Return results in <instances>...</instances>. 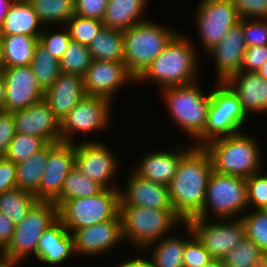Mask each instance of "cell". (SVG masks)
Returning a JSON list of instances; mask_svg holds the SVG:
<instances>
[{"label":"cell","instance_id":"cell-45","mask_svg":"<svg viewBox=\"0 0 267 267\" xmlns=\"http://www.w3.org/2000/svg\"><path fill=\"white\" fill-rule=\"evenodd\" d=\"M240 19H267V0H231Z\"/></svg>","mask_w":267,"mask_h":267},{"label":"cell","instance_id":"cell-56","mask_svg":"<svg viewBox=\"0 0 267 267\" xmlns=\"http://www.w3.org/2000/svg\"><path fill=\"white\" fill-rule=\"evenodd\" d=\"M256 73L263 79L267 80V61L263 66L260 67V69Z\"/></svg>","mask_w":267,"mask_h":267},{"label":"cell","instance_id":"cell-54","mask_svg":"<svg viewBox=\"0 0 267 267\" xmlns=\"http://www.w3.org/2000/svg\"><path fill=\"white\" fill-rule=\"evenodd\" d=\"M5 93H6V88H5V78L0 70V109L3 110V103L5 100Z\"/></svg>","mask_w":267,"mask_h":267},{"label":"cell","instance_id":"cell-59","mask_svg":"<svg viewBox=\"0 0 267 267\" xmlns=\"http://www.w3.org/2000/svg\"><path fill=\"white\" fill-rule=\"evenodd\" d=\"M4 254V249L0 246V258L3 256Z\"/></svg>","mask_w":267,"mask_h":267},{"label":"cell","instance_id":"cell-35","mask_svg":"<svg viewBox=\"0 0 267 267\" xmlns=\"http://www.w3.org/2000/svg\"><path fill=\"white\" fill-rule=\"evenodd\" d=\"M42 24H66L75 14L74 0H28Z\"/></svg>","mask_w":267,"mask_h":267},{"label":"cell","instance_id":"cell-33","mask_svg":"<svg viewBox=\"0 0 267 267\" xmlns=\"http://www.w3.org/2000/svg\"><path fill=\"white\" fill-rule=\"evenodd\" d=\"M105 188L86 177L76 167H74L64 180L61 194L53 201L59 207L68 199L91 197L99 194Z\"/></svg>","mask_w":267,"mask_h":267},{"label":"cell","instance_id":"cell-3","mask_svg":"<svg viewBox=\"0 0 267 267\" xmlns=\"http://www.w3.org/2000/svg\"><path fill=\"white\" fill-rule=\"evenodd\" d=\"M203 147L211 157L213 170L218 173L249 178L260 171L257 142L241 131L214 139Z\"/></svg>","mask_w":267,"mask_h":267},{"label":"cell","instance_id":"cell-14","mask_svg":"<svg viewBox=\"0 0 267 267\" xmlns=\"http://www.w3.org/2000/svg\"><path fill=\"white\" fill-rule=\"evenodd\" d=\"M75 167V143H48V160L34 194L39 201H54L60 194L65 178Z\"/></svg>","mask_w":267,"mask_h":267},{"label":"cell","instance_id":"cell-42","mask_svg":"<svg viewBox=\"0 0 267 267\" xmlns=\"http://www.w3.org/2000/svg\"><path fill=\"white\" fill-rule=\"evenodd\" d=\"M187 228L189 239L185 243V249L183 252V266L184 267H202L210 262L213 258L207 249L199 242V240L193 235L192 229L186 224L182 223Z\"/></svg>","mask_w":267,"mask_h":267},{"label":"cell","instance_id":"cell-19","mask_svg":"<svg viewBox=\"0 0 267 267\" xmlns=\"http://www.w3.org/2000/svg\"><path fill=\"white\" fill-rule=\"evenodd\" d=\"M13 114L16 133L38 136L47 144L61 142L60 122L44 99Z\"/></svg>","mask_w":267,"mask_h":267},{"label":"cell","instance_id":"cell-9","mask_svg":"<svg viewBox=\"0 0 267 267\" xmlns=\"http://www.w3.org/2000/svg\"><path fill=\"white\" fill-rule=\"evenodd\" d=\"M247 208L246 178L213 170L207 183L204 206L197 217L207 219L210 209L217 220L236 219Z\"/></svg>","mask_w":267,"mask_h":267},{"label":"cell","instance_id":"cell-38","mask_svg":"<svg viewBox=\"0 0 267 267\" xmlns=\"http://www.w3.org/2000/svg\"><path fill=\"white\" fill-rule=\"evenodd\" d=\"M46 145L47 143L38 136L16 133L9 144L4 158L17 164L27 160Z\"/></svg>","mask_w":267,"mask_h":267},{"label":"cell","instance_id":"cell-53","mask_svg":"<svg viewBox=\"0 0 267 267\" xmlns=\"http://www.w3.org/2000/svg\"><path fill=\"white\" fill-rule=\"evenodd\" d=\"M14 0H0V27L2 26L4 19L9 11L10 5Z\"/></svg>","mask_w":267,"mask_h":267},{"label":"cell","instance_id":"cell-27","mask_svg":"<svg viewBox=\"0 0 267 267\" xmlns=\"http://www.w3.org/2000/svg\"><path fill=\"white\" fill-rule=\"evenodd\" d=\"M146 2L148 0H108L102 20L104 27L124 31L131 26L147 21L141 18L147 6Z\"/></svg>","mask_w":267,"mask_h":267},{"label":"cell","instance_id":"cell-22","mask_svg":"<svg viewBox=\"0 0 267 267\" xmlns=\"http://www.w3.org/2000/svg\"><path fill=\"white\" fill-rule=\"evenodd\" d=\"M86 96L83 77L65 72L44 91V100L59 122Z\"/></svg>","mask_w":267,"mask_h":267},{"label":"cell","instance_id":"cell-44","mask_svg":"<svg viewBox=\"0 0 267 267\" xmlns=\"http://www.w3.org/2000/svg\"><path fill=\"white\" fill-rule=\"evenodd\" d=\"M70 41L71 38L66 27L63 32L53 34L43 29L39 36V42L59 61L62 59Z\"/></svg>","mask_w":267,"mask_h":267},{"label":"cell","instance_id":"cell-47","mask_svg":"<svg viewBox=\"0 0 267 267\" xmlns=\"http://www.w3.org/2000/svg\"><path fill=\"white\" fill-rule=\"evenodd\" d=\"M267 61V45L246 47L240 72H257Z\"/></svg>","mask_w":267,"mask_h":267},{"label":"cell","instance_id":"cell-58","mask_svg":"<svg viewBox=\"0 0 267 267\" xmlns=\"http://www.w3.org/2000/svg\"><path fill=\"white\" fill-rule=\"evenodd\" d=\"M263 267H267V252L263 253Z\"/></svg>","mask_w":267,"mask_h":267},{"label":"cell","instance_id":"cell-2","mask_svg":"<svg viewBox=\"0 0 267 267\" xmlns=\"http://www.w3.org/2000/svg\"><path fill=\"white\" fill-rule=\"evenodd\" d=\"M192 46L185 36L178 33L136 81L148 79L159 84L161 89L194 83L199 64L196 49Z\"/></svg>","mask_w":267,"mask_h":267},{"label":"cell","instance_id":"cell-17","mask_svg":"<svg viewBox=\"0 0 267 267\" xmlns=\"http://www.w3.org/2000/svg\"><path fill=\"white\" fill-rule=\"evenodd\" d=\"M136 79L127 71L124 62L93 60L83 76L87 96L102 97L112 102L118 89Z\"/></svg>","mask_w":267,"mask_h":267},{"label":"cell","instance_id":"cell-40","mask_svg":"<svg viewBox=\"0 0 267 267\" xmlns=\"http://www.w3.org/2000/svg\"><path fill=\"white\" fill-rule=\"evenodd\" d=\"M65 27L72 41L88 47L93 37L104 27V23L97 19L84 18L74 14Z\"/></svg>","mask_w":267,"mask_h":267},{"label":"cell","instance_id":"cell-43","mask_svg":"<svg viewBox=\"0 0 267 267\" xmlns=\"http://www.w3.org/2000/svg\"><path fill=\"white\" fill-rule=\"evenodd\" d=\"M246 47L267 45V19H243Z\"/></svg>","mask_w":267,"mask_h":267},{"label":"cell","instance_id":"cell-29","mask_svg":"<svg viewBox=\"0 0 267 267\" xmlns=\"http://www.w3.org/2000/svg\"><path fill=\"white\" fill-rule=\"evenodd\" d=\"M190 239L175 237L168 235L164 239L148 245L144 250L153 247L151 259L143 260L149 267H184L183 266V252L185 249V243Z\"/></svg>","mask_w":267,"mask_h":267},{"label":"cell","instance_id":"cell-18","mask_svg":"<svg viewBox=\"0 0 267 267\" xmlns=\"http://www.w3.org/2000/svg\"><path fill=\"white\" fill-rule=\"evenodd\" d=\"M72 236L75 254L92 256L109 252L123 239L120 213L114 219L75 230Z\"/></svg>","mask_w":267,"mask_h":267},{"label":"cell","instance_id":"cell-39","mask_svg":"<svg viewBox=\"0 0 267 267\" xmlns=\"http://www.w3.org/2000/svg\"><path fill=\"white\" fill-rule=\"evenodd\" d=\"M245 225V234L260 250L267 252V210H255L240 216Z\"/></svg>","mask_w":267,"mask_h":267},{"label":"cell","instance_id":"cell-4","mask_svg":"<svg viewBox=\"0 0 267 267\" xmlns=\"http://www.w3.org/2000/svg\"><path fill=\"white\" fill-rule=\"evenodd\" d=\"M123 33L124 64L137 79L156 59L178 32L153 21H144L129 27Z\"/></svg>","mask_w":267,"mask_h":267},{"label":"cell","instance_id":"cell-28","mask_svg":"<svg viewBox=\"0 0 267 267\" xmlns=\"http://www.w3.org/2000/svg\"><path fill=\"white\" fill-rule=\"evenodd\" d=\"M2 63L1 67H19L31 65L35 46L39 36L1 35Z\"/></svg>","mask_w":267,"mask_h":267},{"label":"cell","instance_id":"cell-51","mask_svg":"<svg viewBox=\"0 0 267 267\" xmlns=\"http://www.w3.org/2000/svg\"><path fill=\"white\" fill-rule=\"evenodd\" d=\"M118 266L119 267H149L142 257L141 258L136 257V259L131 258L130 260L124 261V263L119 264Z\"/></svg>","mask_w":267,"mask_h":267},{"label":"cell","instance_id":"cell-37","mask_svg":"<svg viewBox=\"0 0 267 267\" xmlns=\"http://www.w3.org/2000/svg\"><path fill=\"white\" fill-rule=\"evenodd\" d=\"M93 59L87 46L70 41L68 48L60 60L61 72L85 75Z\"/></svg>","mask_w":267,"mask_h":267},{"label":"cell","instance_id":"cell-41","mask_svg":"<svg viewBox=\"0 0 267 267\" xmlns=\"http://www.w3.org/2000/svg\"><path fill=\"white\" fill-rule=\"evenodd\" d=\"M248 209L267 210V176L257 172L246 178ZM251 205V206H250Z\"/></svg>","mask_w":267,"mask_h":267},{"label":"cell","instance_id":"cell-24","mask_svg":"<svg viewBox=\"0 0 267 267\" xmlns=\"http://www.w3.org/2000/svg\"><path fill=\"white\" fill-rule=\"evenodd\" d=\"M75 255L74 238L57 219L42 234L37 247L36 258L48 265H58Z\"/></svg>","mask_w":267,"mask_h":267},{"label":"cell","instance_id":"cell-50","mask_svg":"<svg viewBox=\"0 0 267 267\" xmlns=\"http://www.w3.org/2000/svg\"><path fill=\"white\" fill-rule=\"evenodd\" d=\"M15 225L11 219L4 213L0 212V246L5 249L12 239Z\"/></svg>","mask_w":267,"mask_h":267},{"label":"cell","instance_id":"cell-15","mask_svg":"<svg viewBox=\"0 0 267 267\" xmlns=\"http://www.w3.org/2000/svg\"><path fill=\"white\" fill-rule=\"evenodd\" d=\"M117 157L103 142L92 140L75 144V167L86 177L101 184L104 188L109 185L117 172Z\"/></svg>","mask_w":267,"mask_h":267},{"label":"cell","instance_id":"cell-55","mask_svg":"<svg viewBox=\"0 0 267 267\" xmlns=\"http://www.w3.org/2000/svg\"><path fill=\"white\" fill-rule=\"evenodd\" d=\"M202 267H224L221 259H212L210 262Z\"/></svg>","mask_w":267,"mask_h":267},{"label":"cell","instance_id":"cell-23","mask_svg":"<svg viewBox=\"0 0 267 267\" xmlns=\"http://www.w3.org/2000/svg\"><path fill=\"white\" fill-rule=\"evenodd\" d=\"M225 83L238 96L247 116L252 112H267V80L256 72H237Z\"/></svg>","mask_w":267,"mask_h":267},{"label":"cell","instance_id":"cell-13","mask_svg":"<svg viewBox=\"0 0 267 267\" xmlns=\"http://www.w3.org/2000/svg\"><path fill=\"white\" fill-rule=\"evenodd\" d=\"M112 102L102 97L86 96L60 122L61 142L74 143L81 132L100 131L109 126ZM72 137V138H71Z\"/></svg>","mask_w":267,"mask_h":267},{"label":"cell","instance_id":"cell-57","mask_svg":"<svg viewBox=\"0 0 267 267\" xmlns=\"http://www.w3.org/2000/svg\"><path fill=\"white\" fill-rule=\"evenodd\" d=\"M1 63H2V37L0 34V69H1Z\"/></svg>","mask_w":267,"mask_h":267},{"label":"cell","instance_id":"cell-26","mask_svg":"<svg viewBox=\"0 0 267 267\" xmlns=\"http://www.w3.org/2000/svg\"><path fill=\"white\" fill-rule=\"evenodd\" d=\"M41 24L37 13L28 1H14L0 27V34L40 36L43 30Z\"/></svg>","mask_w":267,"mask_h":267},{"label":"cell","instance_id":"cell-34","mask_svg":"<svg viewBox=\"0 0 267 267\" xmlns=\"http://www.w3.org/2000/svg\"><path fill=\"white\" fill-rule=\"evenodd\" d=\"M31 69L40 87L45 91L60 76V61L40 42L37 43L31 62Z\"/></svg>","mask_w":267,"mask_h":267},{"label":"cell","instance_id":"cell-31","mask_svg":"<svg viewBox=\"0 0 267 267\" xmlns=\"http://www.w3.org/2000/svg\"><path fill=\"white\" fill-rule=\"evenodd\" d=\"M47 160L48 144L27 160L17 163V187L35 194L39 190Z\"/></svg>","mask_w":267,"mask_h":267},{"label":"cell","instance_id":"cell-7","mask_svg":"<svg viewBox=\"0 0 267 267\" xmlns=\"http://www.w3.org/2000/svg\"><path fill=\"white\" fill-rule=\"evenodd\" d=\"M210 92L207 122L204 132L195 140L194 147H203L208 142L240 132L247 120L238 96L225 82H217Z\"/></svg>","mask_w":267,"mask_h":267},{"label":"cell","instance_id":"cell-6","mask_svg":"<svg viewBox=\"0 0 267 267\" xmlns=\"http://www.w3.org/2000/svg\"><path fill=\"white\" fill-rule=\"evenodd\" d=\"M119 213L120 190L115 188H105L91 197L68 199L58 207V219L71 234L114 219Z\"/></svg>","mask_w":267,"mask_h":267},{"label":"cell","instance_id":"cell-49","mask_svg":"<svg viewBox=\"0 0 267 267\" xmlns=\"http://www.w3.org/2000/svg\"><path fill=\"white\" fill-rule=\"evenodd\" d=\"M16 164L0 158V193L17 187Z\"/></svg>","mask_w":267,"mask_h":267},{"label":"cell","instance_id":"cell-25","mask_svg":"<svg viewBox=\"0 0 267 267\" xmlns=\"http://www.w3.org/2000/svg\"><path fill=\"white\" fill-rule=\"evenodd\" d=\"M177 148L172 152L161 150L146 154L132 171L142 178L168 186L177 173L180 159L192 147L186 149L179 145Z\"/></svg>","mask_w":267,"mask_h":267},{"label":"cell","instance_id":"cell-30","mask_svg":"<svg viewBox=\"0 0 267 267\" xmlns=\"http://www.w3.org/2000/svg\"><path fill=\"white\" fill-rule=\"evenodd\" d=\"M93 60L123 62V33L103 27L88 45Z\"/></svg>","mask_w":267,"mask_h":267},{"label":"cell","instance_id":"cell-46","mask_svg":"<svg viewBox=\"0 0 267 267\" xmlns=\"http://www.w3.org/2000/svg\"><path fill=\"white\" fill-rule=\"evenodd\" d=\"M108 0H74L75 15L102 21Z\"/></svg>","mask_w":267,"mask_h":267},{"label":"cell","instance_id":"cell-11","mask_svg":"<svg viewBox=\"0 0 267 267\" xmlns=\"http://www.w3.org/2000/svg\"><path fill=\"white\" fill-rule=\"evenodd\" d=\"M207 221L206 218L194 217L188 220L186 224L214 259H222L246 236L245 225L241 217H237L233 221L232 219H219L218 221L222 223L209 224Z\"/></svg>","mask_w":267,"mask_h":267},{"label":"cell","instance_id":"cell-10","mask_svg":"<svg viewBox=\"0 0 267 267\" xmlns=\"http://www.w3.org/2000/svg\"><path fill=\"white\" fill-rule=\"evenodd\" d=\"M58 219V207L52 201H38L26 217L15 226L12 239L4 254L23 260L36 256L43 232Z\"/></svg>","mask_w":267,"mask_h":267},{"label":"cell","instance_id":"cell-20","mask_svg":"<svg viewBox=\"0 0 267 267\" xmlns=\"http://www.w3.org/2000/svg\"><path fill=\"white\" fill-rule=\"evenodd\" d=\"M130 173L126 189L120 191V206L173 209L168 186Z\"/></svg>","mask_w":267,"mask_h":267},{"label":"cell","instance_id":"cell-32","mask_svg":"<svg viewBox=\"0 0 267 267\" xmlns=\"http://www.w3.org/2000/svg\"><path fill=\"white\" fill-rule=\"evenodd\" d=\"M38 201L33 193L16 187L0 193V212L6 214L16 226Z\"/></svg>","mask_w":267,"mask_h":267},{"label":"cell","instance_id":"cell-1","mask_svg":"<svg viewBox=\"0 0 267 267\" xmlns=\"http://www.w3.org/2000/svg\"><path fill=\"white\" fill-rule=\"evenodd\" d=\"M212 171L211 157L204 147L192 146L180 159L168 189L172 207L183 223L201 213Z\"/></svg>","mask_w":267,"mask_h":267},{"label":"cell","instance_id":"cell-16","mask_svg":"<svg viewBox=\"0 0 267 267\" xmlns=\"http://www.w3.org/2000/svg\"><path fill=\"white\" fill-rule=\"evenodd\" d=\"M5 78L3 110H23L44 99V90L35 78L31 66L1 67Z\"/></svg>","mask_w":267,"mask_h":267},{"label":"cell","instance_id":"cell-52","mask_svg":"<svg viewBox=\"0 0 267 267\" xmlns=\"http://www.w3.org/2000/svg\"><path fill=\"white\" fill-rule=\"evenodd\" d=\"M20 261L22 260L3 254L0 258V267H17Z\"/></svg>","mask_w":267,"mask_h":267},{"label":"cell","instance_id":"cell-21","mask_svg":"<svg viewBox=\"0 0 267 267\" xmlns=\"http://www.w3.org/2000/svg\"><path fill=\"white\" fill-rule=\"evenodd\" d=\"M245 50L243 19H241L219 44L208 51V55H212L215 59L218 82H225L231 75L240 72Z\"/></svg>","mask_w":267,"mask_h":267},{"label":"cell","instance_id":"cell-8","mask_svg":"<svg viewBox=\"0 0 267 267\" xmlns=\"http://www.w3.org/2000/svg\"><path fill=\"white\" fill-rule=\"evenodd\" d=\"M161 90L171 117L196 140L204 132L207 122L210 93L204 94L195 83Z\"/></svg>","mask_w":267,"mask_h":267},{"label":"cell","instance_id":"cell-12","mask_svg":"<svg viewBox=\"0 0 267 267\" xmlns=\"http://www.w3.org/2000/svg\"><path fill=\"white\" fill-rule=\"evenodd\" d=\"M195 17L206 52L219 44L241 20L231 0H201Z\"/></svg>","mask_w":267,"mask_h":267},{"label":"cell","instance_id":"cell-5","mask_svg":"<svg viewBox=\"0 0 267 267\" xmlns=\"http://www.w3.org/2000/svg\"><path fill=\"white\" fill-rule=\"evenodd\" d=\"M120 216L123 239H127L142 251L148 245L169 235L173 227L183 222L174 209L120 206Z\"/></svg>","mask_w":267,"mask_h":267},{"label":"cell","instance_id":"cell-48","mask_svg":"<svg viewBox=\"0 0 267 267\" xmlns=\"http://www.w3.org/2000/svg\"><path fill=\"white\" fill-rule=\"evenodd\" d=\"M16 135L14 114L0 109V158H4L9 144Z\"/></svg>","mask_w":267,"mask_h":267},{"label":"cell","instance_id":"cell-36","mask_svg":"<svg viewBox=\"0 0 267 267\" xmlns=\"http://www.w3.org/2000/svg\"><path fill=\"white\" fill-rule=\"evenodd\" d=\"M221 260L224 267H263V252L245 236Z\"/></svg>","mask_w":267,"mask_h":267}]
</instances>
